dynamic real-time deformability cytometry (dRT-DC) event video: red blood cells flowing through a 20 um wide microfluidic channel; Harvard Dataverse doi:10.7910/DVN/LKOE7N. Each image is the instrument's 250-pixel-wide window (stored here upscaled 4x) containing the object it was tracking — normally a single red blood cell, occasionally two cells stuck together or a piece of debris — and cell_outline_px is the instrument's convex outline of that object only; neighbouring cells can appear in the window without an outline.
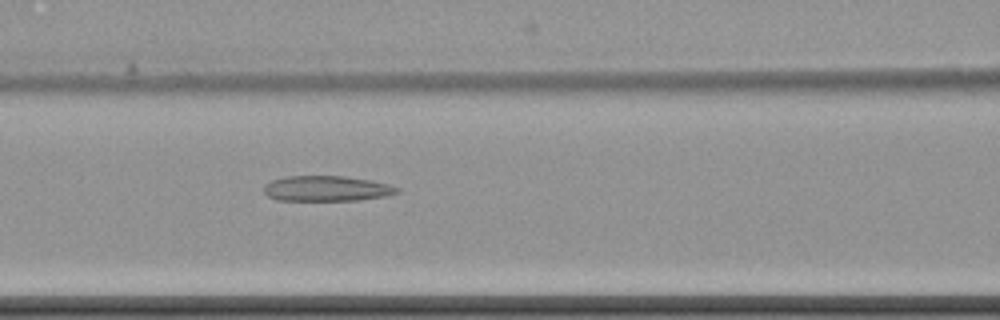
{"species": "common noctule bat (a hibernating species)", "species_latin": "Nyctalus noctula", "temperature_condition": "cold", "stored_images_in_passage": 8, "camera_frame_rate_fps": 3000, "um_per_image_px": 0.085, "animal": {"sex": "female", "body_mass_g": 22.7, "forearm_length_mm": 54.2}, "frame": {"image": 1, "passage_image": 7, "time_ms": 7.0, "image_size_px": [1000, 320], "cell_outline_px": [[400, 192], [388, 196], [356, 200], [276, 200], [268, 196], [264, 192], [264, 184], [272, 180], [284, 176], [344, 176], [368, 180], [388, 184], [400, 188]], "centroid_in_image_um": [27.76, 16.02], "position_along_channel_um": 138.8, "area_um2": 19.71}}